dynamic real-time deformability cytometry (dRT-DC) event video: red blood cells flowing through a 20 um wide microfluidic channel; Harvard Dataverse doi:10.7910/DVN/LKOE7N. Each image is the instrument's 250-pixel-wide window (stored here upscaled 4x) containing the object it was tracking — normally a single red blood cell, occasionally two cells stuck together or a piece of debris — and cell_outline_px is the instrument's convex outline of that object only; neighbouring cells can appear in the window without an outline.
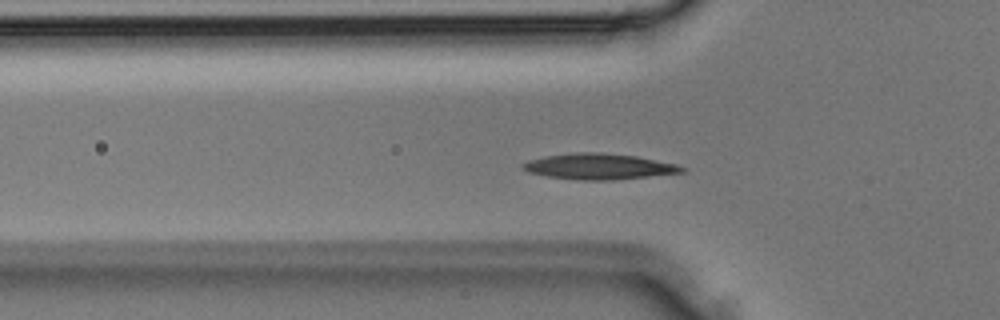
{"species": "Egyptian fruit bat (a non-hibernating species)", "species_latin": "Rousettus aegyptiacus", "temperature_condition": "room temperature", "stored_images_in_passage": 27, "camera_frame_rate_fps": 3000, "um_per_image_px": 0.085, "animal": {"sex": "male"}, "frame": {"image": 1, "passage_image": 3, "time_ms": 0.667, "image_size_px": [1000, 320], "cell_outline_px": [[688, 172], [612, 180], [580, 180], [548, 176], [528, 172], [520, 164], [544, 156], [580, 152], [600, 152], [636, 156], [676, 164], [688, 168]], "centroid_in_image_um": [50.98, 14.15], "position_along_channel_um": 74.8, "area_um2": 23.81}}
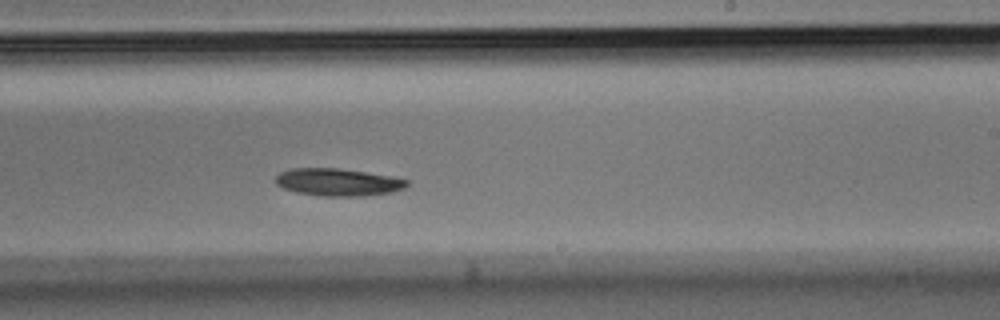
{"frame": {"image": 2, "passage_image": 13, "time_ms": 4.0, "image_size_px": [1000, 320], "cell_outline_px": [[408, 184], [404, 188], [392, 192], [364, 196], [324, 196], [296, 192], [284, 188], [276, 184], [276, 176], [280, 172], [292, 168], [340, 168], [392, 176], [408, 180]], "centroid_in_image_um": [28.74, 15.48], "position_along_channel_um": 260.3, "area_um2": 20.98}}
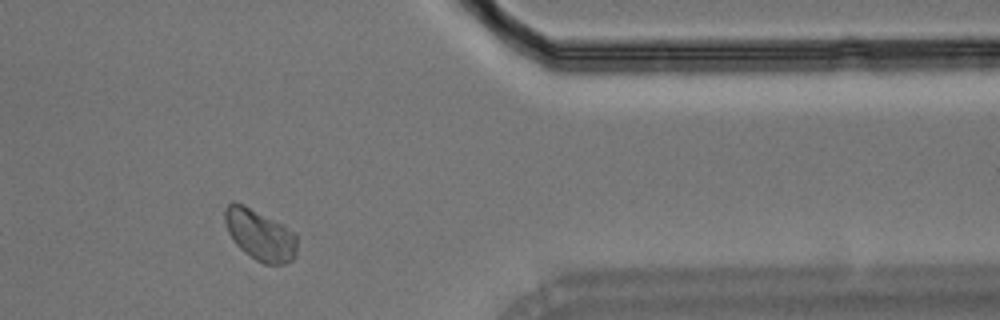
{"frame": {"image": 3, "passage_image": 21, "time_ms": 6.667, "image_size_px": [1000, 320], "cell_outline_px": [[296, 252], [292, 260], [284, 264], [264, 264], [256, 260], [244, 252], [236, 244], [228, 232], [224, 220], [224, 208], [232, 200], [244, 204], [280, 224], [292, 232], [296, 236]], "centroid_in_image_um": [22.04, 19.96], "position_along_channel_um": 389.4, "area_um2": 21.15}}